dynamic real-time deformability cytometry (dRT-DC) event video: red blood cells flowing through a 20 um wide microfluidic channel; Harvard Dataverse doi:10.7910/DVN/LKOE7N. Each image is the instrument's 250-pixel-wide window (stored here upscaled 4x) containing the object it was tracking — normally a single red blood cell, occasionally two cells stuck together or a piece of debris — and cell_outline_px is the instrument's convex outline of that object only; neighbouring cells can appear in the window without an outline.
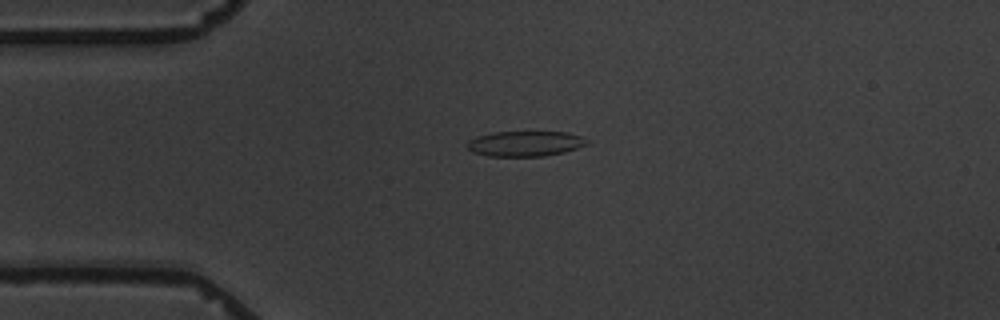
{"species": "common noctule bat (a hibernating species)", "species_latin": "Nyctalus noctula", "temperature_condition": "warm", "stored_images_in_passage": 5, "camera_frame_rate_fps": 3000, "um_per_image_px": 0.085, "animal": {"sex": "male", "body_mass_g": 19.5, "forearm_length_mm": 54.6}, "frame": {"image": 1, "passage_image": 3, "time_ms": 3.0, "image_size_px": [1000, 320], "cell_outline_px": [[588, 144], [564, 152], [544, 156], [488, 156], [472, 152], [468, 148], [468, 140], [476, 136], [492, 132], [568, 132], [580, 136], [588, 140]], "centroid_in_image_um": [44.62, 12.21], "position_along_channel_um": 40.4, "area_um2": 17.63}}
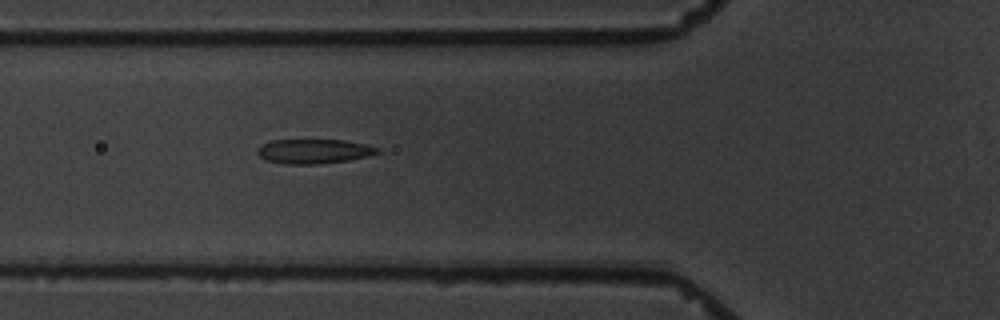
{"frame": {"image": 2, "passage_image": 5, "time_ms": 5.333, "image_size_px": [1000, 320], "cell_outline_px": [[380, 152], [368, 156], [348, 160], [316, 164], [284, 164], [264, 160], [256, 152], [256, 148], [260, 144], [272, 140], [344, 140], [364, 144], [380, 148]], "centroid_in_image_um": [26.62, 12.86], "position_along_channel_um": 99.2, "area_um2": 17.22}}